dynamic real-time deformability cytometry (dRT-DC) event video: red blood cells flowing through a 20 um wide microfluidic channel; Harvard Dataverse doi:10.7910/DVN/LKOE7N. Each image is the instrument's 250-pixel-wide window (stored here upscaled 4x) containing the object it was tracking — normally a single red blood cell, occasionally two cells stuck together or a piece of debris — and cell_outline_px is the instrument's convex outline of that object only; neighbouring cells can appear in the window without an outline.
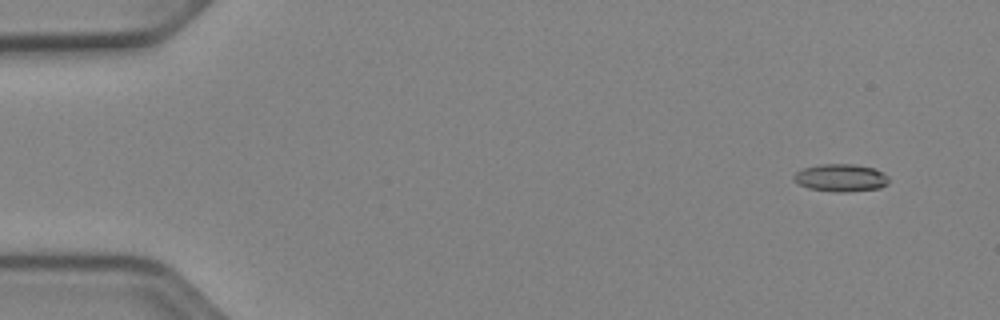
{"species": "Egyptian fruit bat (a non-hibernating species)", "species_latin": "Rousettus aegyptiacus", "temperature_condition": "cold", "stored_images_in_passage": 52, "camera_frame_rate_fps": 3000, "um_per_image_px": 0.085, "animal": {"sex": "female"}, "frame": {"image": 1, "passage_image": 4, "time_ms": 1.0, "image_size_px": [1000, 320], "cell_outline_px": [[888, 184], [880, 188], [848, 192], [836, 192], [808, 188], [796, 184], [792, 180], [792, 176], [796, 172], [804, 168], [820, 164], [856, 164], [872, 168], [884, 172], [888, 176]], "centroid_in_image_um": [71.45, 15.12], "position_along_channel_um": 13.6, "area_um2": 15.49}}
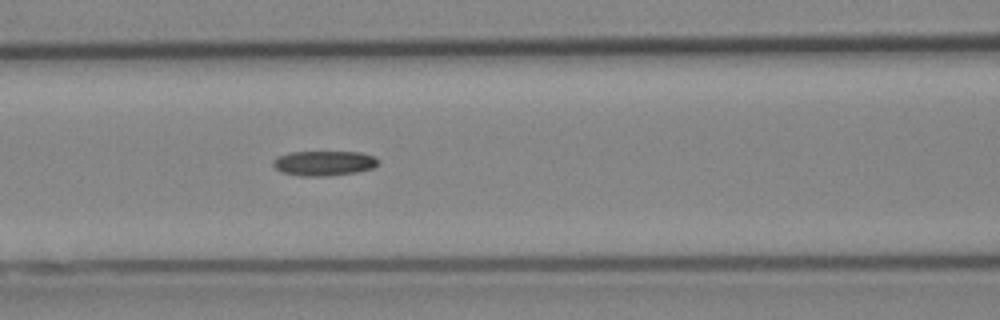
{"frame": {"image": 2, "passage_image": 23, "time_ms": 7.333, "image_size_px": [1000, 320], "cell_outline_px": [[380, 160], [372, 168], [356, 172], [328, 176], [300, 176], [280, 172], [272, 164], [272, 160], [276, 156], [288, 152], [360, 152], [376, 156]], "centroid_in_image_um": [27.5, 13.86], "position_along_channel_um": 139.1, "area_um2": 15.43}}
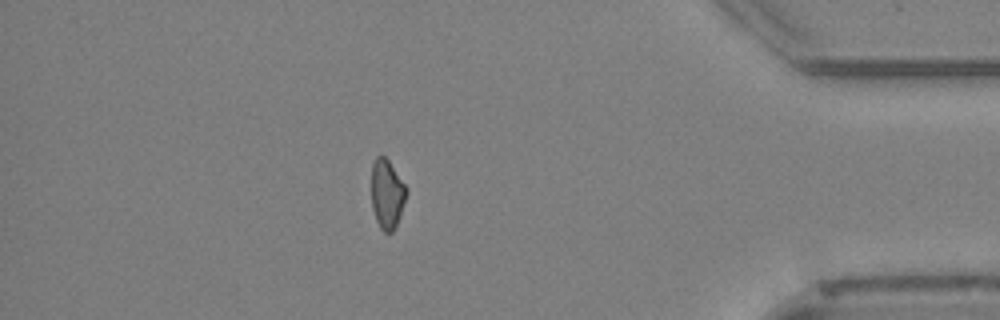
{"frame": {"image": 3, "passage_image": 46, "time_ms": 15.0, "image_size_px": [1000, 320], "cell_outline_px": [[408, 192], [400, 216], [392, 232], [384, 232], [380, 228], [376, 220], [372, 208], [372, 164], [376, 156], [384, 156], [388, 160], [408, 188]], "centroid_in_image_um": [32.91, 16.49], "position_along_channel_um": 402.3, "area_um2": 14.1}}